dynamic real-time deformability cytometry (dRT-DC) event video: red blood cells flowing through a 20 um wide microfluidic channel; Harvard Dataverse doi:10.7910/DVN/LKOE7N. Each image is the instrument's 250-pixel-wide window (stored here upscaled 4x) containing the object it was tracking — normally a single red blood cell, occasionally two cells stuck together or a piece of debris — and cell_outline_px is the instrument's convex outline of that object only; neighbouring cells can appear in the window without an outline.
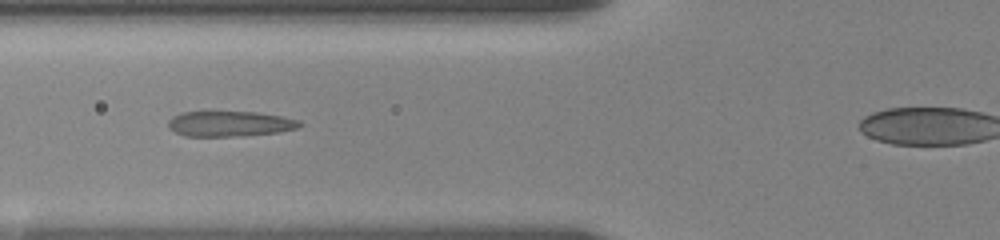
{"species": "human", "species_latin": "Homo sapiens", "temperature_condition": "room temperature", "stored_images_in_passage": 8, "camera_frame_rate_fps": 3000, "um_per_image_px": 0.085, "donor": {"sex": "female"}, "frame": {"image": 1, "passage_image": 5, "time_ms": 5.0, "image_size_px": [1000, 240], "cell_outline_px": [[304, 124], [296, 128], [280, 132], [244, 136], [184, 136], [168, 128], [168, 120], [172, 116], [180, 112], [208, 108], [212, 108], [256, 112], [284, 116], [300, 120]], "centroid_in_image_um": [19.48, 10.46], "position_along_channel_um": 106.3, "area_um2": 20.81}}
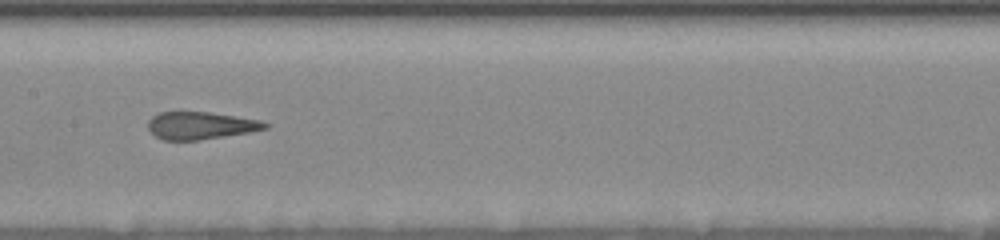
{"frame": {"image": 2, "passage_image": 7, "time_ms": 7.333, "image_size_px": [1000, 240], "cell_outline_px": [[268, 128], [248, 132], [200, 140], [164, 140], [156, 136], [148, 128], [148, 120], [152, 116], [160, 112], [208, 112], [236, 116], [260, 120], [268, 124]], "centroid_in_image_um": [17.03, 10.67], "position_along_channel_um": 190.4, "area_um2": 18.55}}
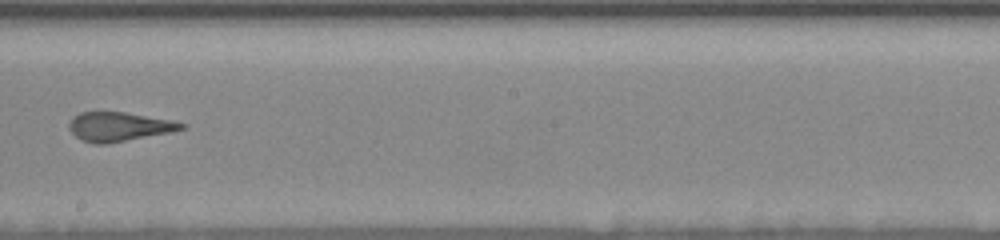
{"frame": {"image": 3, "passage_image": 8, "time_ms": 8.667, "image_size_px": [1000, 240], "cell_outline_px": [[188, 124], [184, 128], [172, 132], [108, 144], [92, 144], [80, 140], [68, 128], [68, 124], [72, 116], [80, 112], [124, 112], [172, 120]], "centroid_in_image_um": [10.09, 10.78], "position_along_channel_um": 238.1, "area_um2": 19.31}}